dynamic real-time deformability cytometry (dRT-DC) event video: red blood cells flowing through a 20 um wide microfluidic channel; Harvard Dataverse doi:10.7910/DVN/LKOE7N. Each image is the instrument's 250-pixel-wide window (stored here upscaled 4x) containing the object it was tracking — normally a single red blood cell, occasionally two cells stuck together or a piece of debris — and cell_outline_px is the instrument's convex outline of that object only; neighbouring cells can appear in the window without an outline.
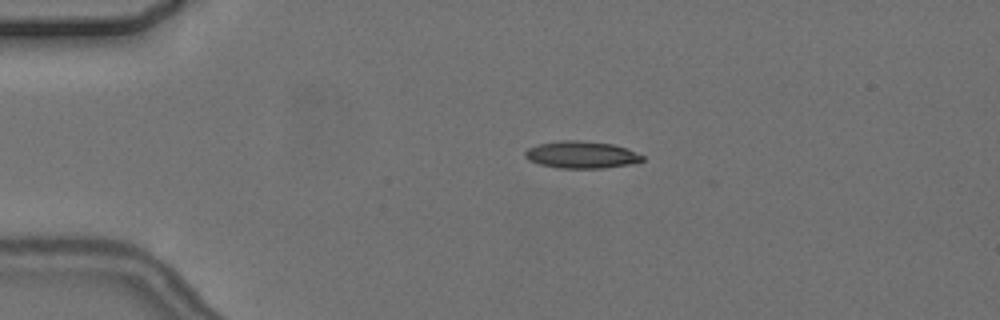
{"species": "common noctule bat (a hibernating species)", "species_latin": "Nyctalus noctula", "temperature_condition": "cold", "stored_images_in_passage": 3, "camera_frame_rate_fps": 3000, "um_per_image_px": 0.085, "animal": {"sex": "female", "body_mass_g": 24.6, "forearm_length_mm": 56.2}, "frame": {"image": 1, "passage_image": 2, "time_ms": 1.667, "image_size_px": [1000, 320], "cell_outline_px": [[644, 160], [632, 164], [604, 168], [560, 168], [540, 164], [528, 160], [524, 156], [524, 152], [528, 148], [536, 144], [560, 140], [580, 140], [612, 144], [628, 148], [644, 156]], "centroid_in_image_um": [49.42, 13.15], "position_along_channel_um": 35.6, "area_um2": 18.73}}
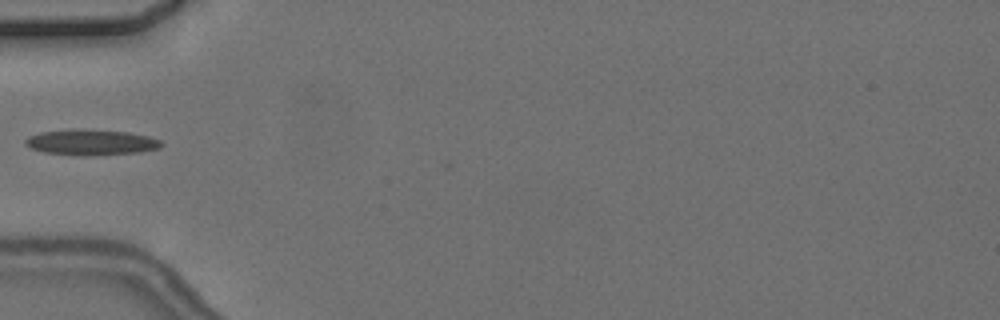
{"frame": {"image": 2, "passage_image": 3, "time_ms": 4.0, "image_size_px": [1000, 320], "cell_outline_px": [[164, 144], [160, 148], [140, 152], [92, 156], [80, 156], [44, 152], [32, 148], [24, 144], [24, 140], [28, 136], [40, 132], [72, 128], [128, 132], [148, 136], [160, 140]], "centroid_in_image_um": [7.73, 12.1], "position_along_channel_um": 77.3, "area_um2": 20.63}}